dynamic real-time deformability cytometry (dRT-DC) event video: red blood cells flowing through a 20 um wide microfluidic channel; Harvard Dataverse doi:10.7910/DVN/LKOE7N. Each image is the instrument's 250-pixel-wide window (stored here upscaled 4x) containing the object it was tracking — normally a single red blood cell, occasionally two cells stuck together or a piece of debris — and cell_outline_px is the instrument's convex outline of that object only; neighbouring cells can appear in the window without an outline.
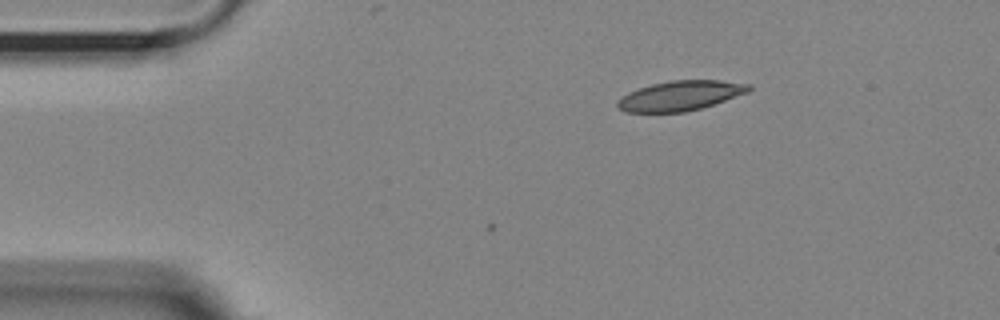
{"species": "Egyptian fruit bat (a non-hibernating species)", "species_latin": "Rousettus aegyptiacus", "temperature_condition": "room temperature", "stored_images_in_passage": 2, "camera_frame_rate_fps": 3000, "um_per_image_px": 0.085, "animal": {"sex": "female"}, "frame": {"image": 1, "passage_image": 2, "time_ms": 0.333, "image_size_px": [1000, 320], "cell_outline_px": [[752, 88], [748, 92], [700, 108], [684, 112], [624, 112], [616, 104], [616, 100], [628, 92], [652, 84], [672, 80], [720, 80], [752, 84]], "centroid_in_image_um": [57.81, 8.12], "position_along_channel_um": 27.2, "area_um2": 22.66}}